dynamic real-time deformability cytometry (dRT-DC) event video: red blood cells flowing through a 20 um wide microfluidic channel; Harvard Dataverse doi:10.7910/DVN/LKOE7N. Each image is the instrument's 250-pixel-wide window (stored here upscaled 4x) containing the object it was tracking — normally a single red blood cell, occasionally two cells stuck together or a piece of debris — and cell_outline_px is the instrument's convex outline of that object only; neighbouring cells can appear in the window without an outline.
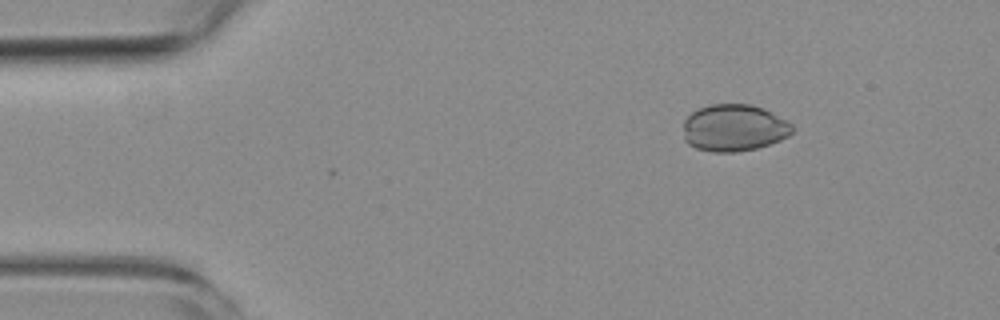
{"species": "common noctule bat (a hibernating species)", "species_latin": "Nyctalus noctula", "temperature_condition": "room temperature", "stored_images_in_passage": 49, "camera_frame_rate_fps": 3000, "um_per_image_px": 0.085, "animal": {"sex": "female", "body_mass_g": 19.3, "forearm_length_mm": 54.1}, "frame": {"image": 1, "passage_image": 1, "time_ms": 0.0, "image_size_px": [1000, 320], "cell_outline_px": [[796, 128], [788, 136], [780, 140], [756, 148], [736, 152], [712, 152], [696, 148], [688, 144], [684, 140], [684, 120], [692, 112], [700, 108], [712, 104], [752, 104], [764, 108], [792, 124]], "centroid_in_image_um": [62.39, 10.87], "position_along_channel_um": 22.6, "area_um2": 29.88}}
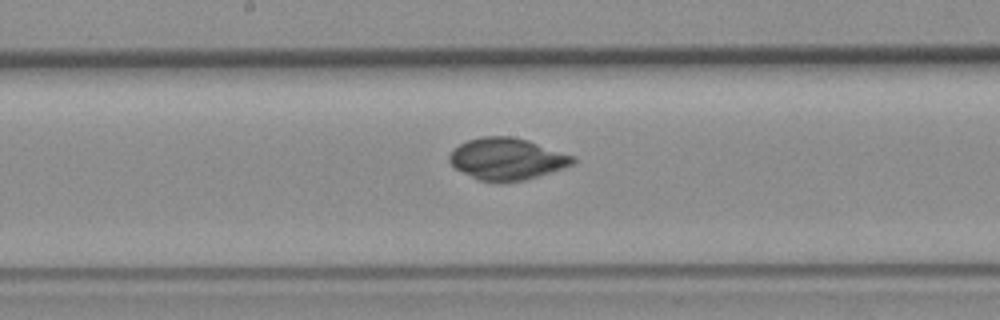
{"frame": {"image": 2, "passage_image": 22, "time_ms": 7.0, "image_size_px": [1000, 320], "cell_outline_px": [[576, 160], [572, 164], [524, 180], [500, 184], [492, 184], [476, 180], [456, 168], [448, 160], [448, 156], [452, 148], [468, 140], [484, 136], [512, 136], [528, 140], [576, 156]], "centroid_in_image_um": [43.04, 13.52], "position_along_channel_um": 205.2, "area_um2": 30.4}}
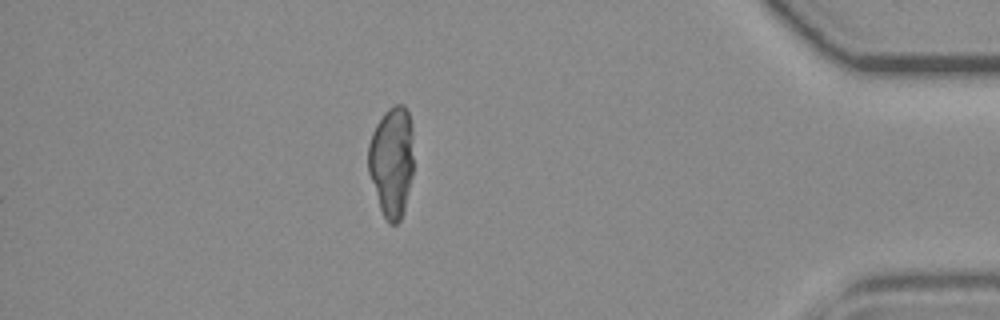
{"frame": {"image": 3, "passage_image": 42, "time_ms": 13.667, "image_size_px": [1000, 320], "cell_outline_px": [[412, 176], [404, 212], [400, 220], [396, 224], [388, 224], [380, 208], [368, 172], [368, 144], [372, 132], [376, 124], [384, 112], [388, 108], [396, 104], [404, 104], [408, 112], [412, 128]], "centroid_in_image_um": [33.28, 13.73], "position_along_channel_um": 401.9, "area_um2": 29.36}}